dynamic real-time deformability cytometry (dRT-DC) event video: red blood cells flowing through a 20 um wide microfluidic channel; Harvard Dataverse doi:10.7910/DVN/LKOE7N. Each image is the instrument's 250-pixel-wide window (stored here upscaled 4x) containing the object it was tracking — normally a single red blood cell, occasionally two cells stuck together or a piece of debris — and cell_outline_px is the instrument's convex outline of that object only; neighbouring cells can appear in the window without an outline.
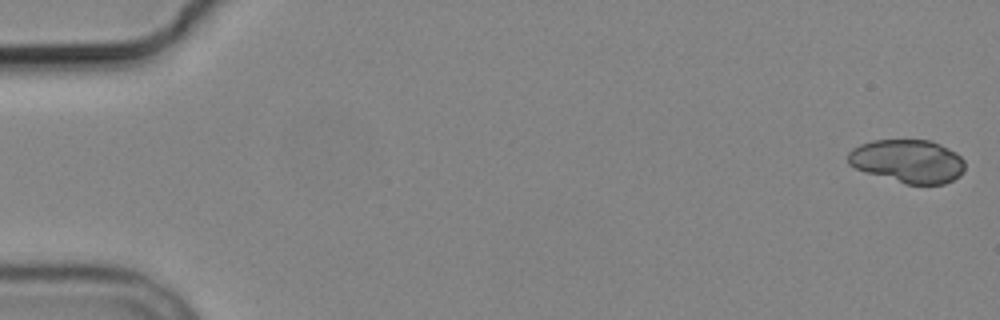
{"species": "common noctule bat (a hibernating species)", "species_latin": "Nyctalus noctula", "temperature_condition": "cold", "stored_images_in_passage": 7, "segment_of_instrument_passage": [1, 2], "camera_frame_rate_fps": 3000, "um_per_image_px": 0.085, "animal": {"sex": "male", "body_mass_g": 19.2, "forearm_length_mm": 51.8}, "frame": {"image": 1, "passage_image": 1, "time_ms": 0.0, "image_size_px": [1000, 320], "cell_outline_px": [[964, 172], [960, 176], [944, 184], [904, 184], [864, 172], [848, 164], [848, 152], [852, 148], [860, 144], [872, 140], [932, 140], [956, 152], [964, 160]], "centroid_in_image_um": [77.16, 13.7], "position_along_channel_um": 7.8, "area_um2": 29.77}}